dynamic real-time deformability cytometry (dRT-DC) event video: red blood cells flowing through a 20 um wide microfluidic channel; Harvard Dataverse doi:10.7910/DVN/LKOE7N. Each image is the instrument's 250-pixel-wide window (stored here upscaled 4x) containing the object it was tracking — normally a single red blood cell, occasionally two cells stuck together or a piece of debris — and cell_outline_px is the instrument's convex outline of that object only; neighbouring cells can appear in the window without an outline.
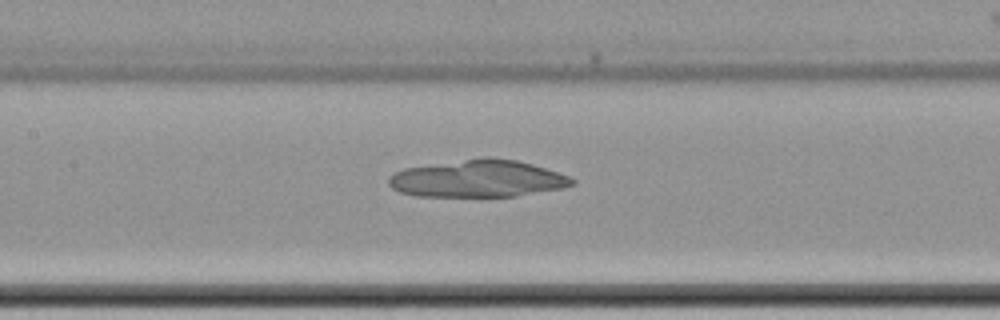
{"species": "common noctule bat (a hibernating species)", "species_latin": "Nyctalus noctula", "temperature_condition": "cold", "stored_images_in_passage": 62, "camera_frame_rate_fps": 3000, "um_per_image_px": 0.085, "animal": {"sex": "female", "body_mass_g": 22.7, "forearm_length_mm": 54.2}, "frame": {"image": 1, "passage_image": 32, "time_ms": 10.333, "image_size_px": [1000, 320], "cell_outline_px": [[576, 184], [564, 188], [516, 196], [416, 196], [400, 192], [392, 188], [388, 184], [388, 176], [404, 168], [488, 156], [516, 160], [532, 164], [568, 176], [576, 180]], "centroid_in_image_um": [40.62, 15.19], "position_along_channel_um": 166.8, "area_um2": 39.71}}
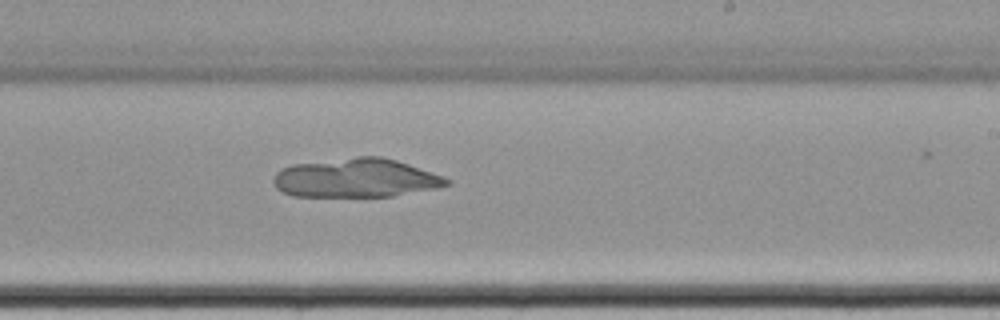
{"frame": {"image": 2, "passage_image": 40, "time_ms": 13.0, "image_size_px": [1000, 320], "cell_outline_px": [[452, 184], [436, 188], [392, 196], [292, 196], [276, 188], [272, 180], [276, 172], [280, 168], [292, 164], [356, 156], [380, 156], [396, 160], [444, 176], [452, 180]], "centroid_in_image_um": [30.25, 15.12], "position_along_channel_um": 258.8, "area_um2": 39.42}}
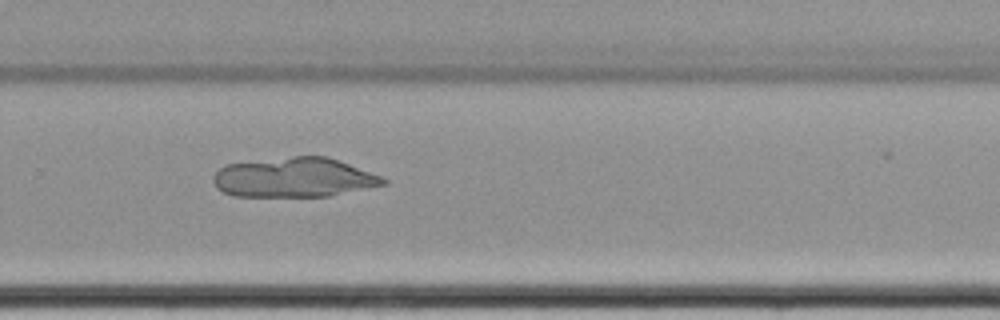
{"frame": {"image": 3, "passage_image": 44, "time_ms": 14.333, "image_size_px": [1000, 320], "cell_outline_px": [[388, 184], [328, 196], [232, 196], [216, 188], [212, 180], [212, 176], [224, 164], [292, 156], [328, 156], [380, 176], [388, 180]], "centroid_in_image_um": [24.96, 15.08], "position_along_channel_um": 304.8, "area_um2": 39.25}}